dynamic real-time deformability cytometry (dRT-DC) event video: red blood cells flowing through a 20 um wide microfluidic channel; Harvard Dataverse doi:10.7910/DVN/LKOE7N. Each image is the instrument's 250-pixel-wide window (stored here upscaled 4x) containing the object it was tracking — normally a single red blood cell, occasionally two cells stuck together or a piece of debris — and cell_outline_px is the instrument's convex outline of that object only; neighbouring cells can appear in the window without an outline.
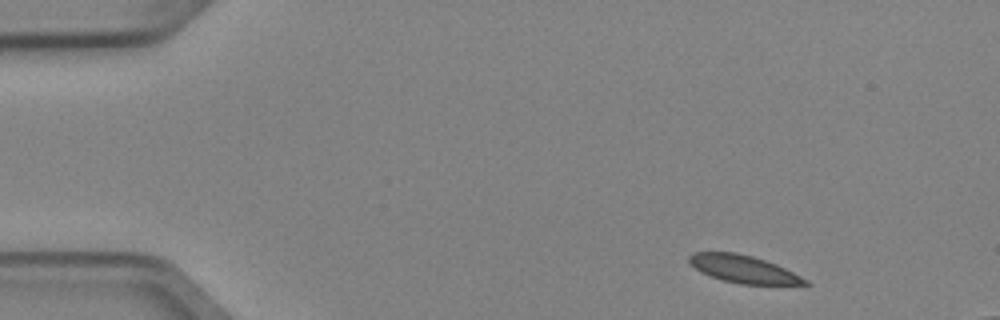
{"species": "Egyptian fruit bat (a non-hibernating species)", "species_latin": "Rousettus aegyptiacus", "temperature_condition": "cold", "stored_images_in_passage": 3, "camera_frame_rate_fps": 3000, "um_per_image_px": 0.085, "animal": {"sex": "female"}, "frame": {"image": 1, "passage_image": 1, "time_ms": 0.0, "image_size_px": [1000, 320], "cell_outline_px": [[812, 284], [740, 284], [724, 280], [712, 276], [696, 268], [688, 260], [688, 256], [692, 252], [736, 252], [752, 256], [776, 264], [808, 280]], "centroid_in_image_um": [63.19, 22.86], "position_along_channel_um": 21.8, "area_um2": 18.21}}